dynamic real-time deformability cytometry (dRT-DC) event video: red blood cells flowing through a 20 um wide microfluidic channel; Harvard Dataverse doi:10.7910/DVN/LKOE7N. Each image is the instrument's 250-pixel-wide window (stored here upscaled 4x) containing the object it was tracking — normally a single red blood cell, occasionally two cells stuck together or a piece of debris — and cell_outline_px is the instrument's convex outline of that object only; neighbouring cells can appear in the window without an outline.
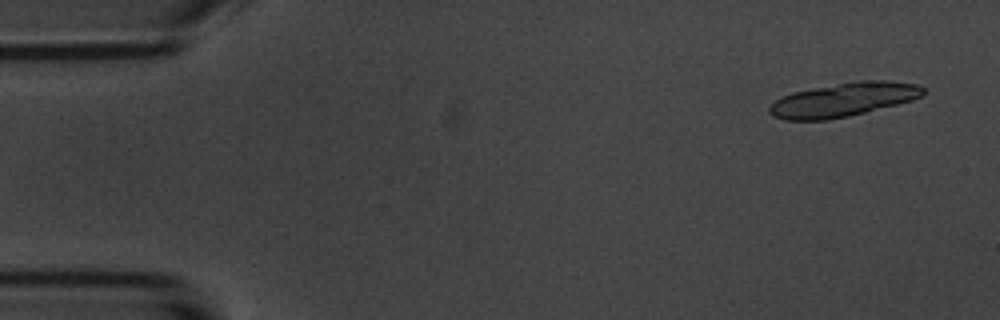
{"species": "common noctule bat (a hibernating species)", "species_latin": "Nyctalus noctula", "temperature_condition": "room temperature", "stored_images_in_passage": 9, "segment_of_instrument_passage": [1, 2], "camera_frame_rate_fps": 3000, "um_per_image_px": 0.085, "animal": {"sex": "male", "body_mass_g": 20.1, "forearm_length_mm": 53.5}, "frame": {"image": 1, "passage_image": 1, "time_ms": 0.0, "image_size_px": [1000, 320], "cell_outline_px": [[924, 96], [912, 100], [848, 116], [828, 120], [784, 120], [772, 116], [768, 112], [768, 108], [776, 100], [792, 92], [856, 80], [888, 80], [916, 84], [924, 88]], "centroid_in_image_um": [71.69, 8.47], "position_along_channel_um": 13.3, "area_um2": 30.23}}